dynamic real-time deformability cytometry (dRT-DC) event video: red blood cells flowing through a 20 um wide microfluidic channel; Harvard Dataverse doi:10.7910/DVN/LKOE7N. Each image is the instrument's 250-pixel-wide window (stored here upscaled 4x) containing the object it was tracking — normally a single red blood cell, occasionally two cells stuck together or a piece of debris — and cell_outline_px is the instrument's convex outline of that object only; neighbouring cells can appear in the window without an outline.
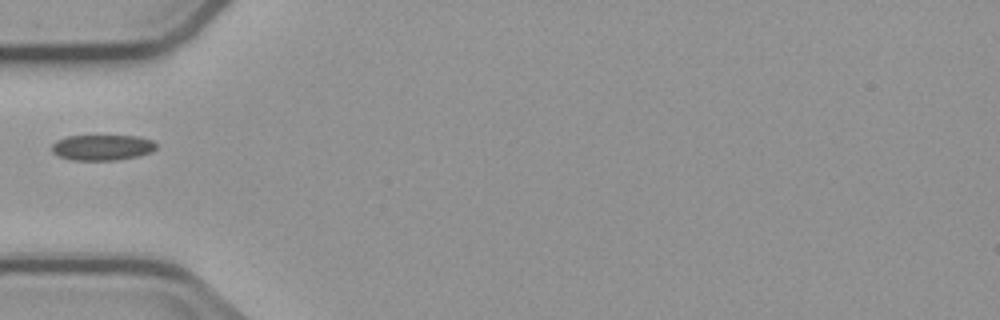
{"species": "common noctule bat (a hibernating species)", "species_latin": "Nyctalus noctula", "temperature_condition": "cold", "stored_images_in_passage": 4, "camera_frame_rate_fps": 3000, "um_per_image_px": 0.085, "animal": {"sex": "male", "body_mass_g": 23.1, "forearm_length_mm": 52.7}, "frame": {"image": 1, "passage_image": 1, "time_ms": 0.0, "image_size_px": [1000, 320], "cell_outline_px": [[156, 148], [152, 152], [140, 156], [116, 160], [72, 160], [56, 156], [52, 152], [52, 144], [56, 140], [68, 136], [140, 136], [152, 140], [156, 144]], "centroid_in_image_um": [8.69, 12.54], "position_along_channel_um": 76.3, "area_um2": 15.78}}
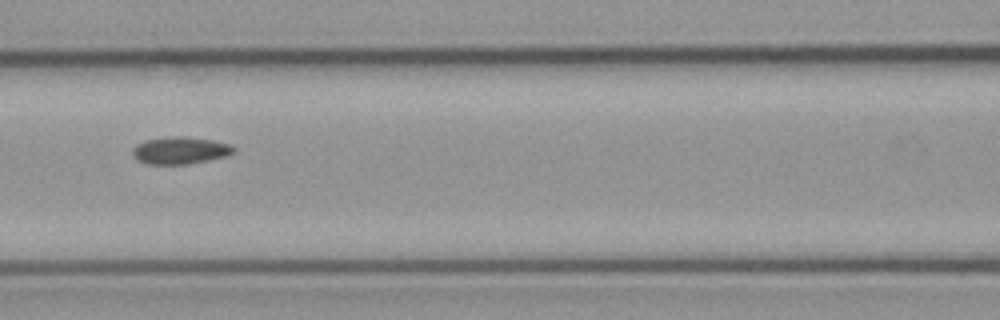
{"frame": {"image": 2, "passage_image": 3, "time_ms": 2.0, "image_size_px": [1000, 320], "cell_outline_px": [[236, 148], [232, 152], [224, 156], [208, 160], [188, 164], [144, 164], [136, 160], [132, 152], [132, 148], [136, 144], [144, 140], [176, 136], [180, 136], [212, 140], [232, 144]], "centroid_in_image_um": [15.27, 12.79], "position_along_channel_um": 151.3, "area_um2": 16.01}}
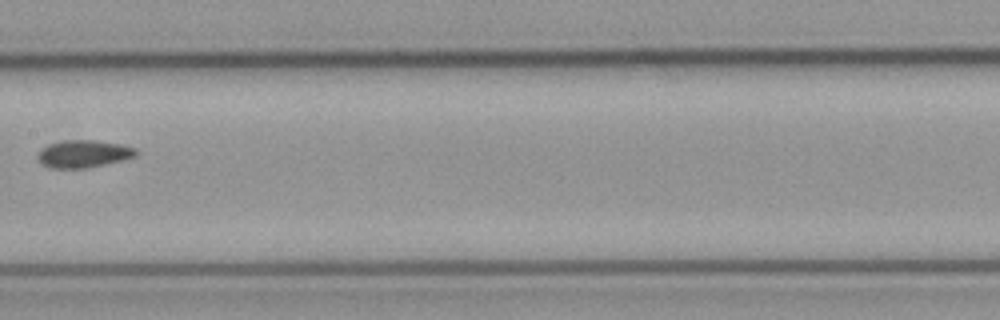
{"frame": {"image": 3, "passage_image": 4, "time_ms": 3.333, "image_size_px": [1000, 320], "cell_outline_px": [[140, 152], [136, 156], [124, 160], [88, 168], [48, 168], [40, 164], [36, 156], [36, 152], [40, 148], [48, 144], [64, 140], [96, 140], [120, 144], [136, 148]], "centroid_in_image_um": [7.07, 13.08], "position_along_channel_um": 200.3, "area_um2": 16.18}}